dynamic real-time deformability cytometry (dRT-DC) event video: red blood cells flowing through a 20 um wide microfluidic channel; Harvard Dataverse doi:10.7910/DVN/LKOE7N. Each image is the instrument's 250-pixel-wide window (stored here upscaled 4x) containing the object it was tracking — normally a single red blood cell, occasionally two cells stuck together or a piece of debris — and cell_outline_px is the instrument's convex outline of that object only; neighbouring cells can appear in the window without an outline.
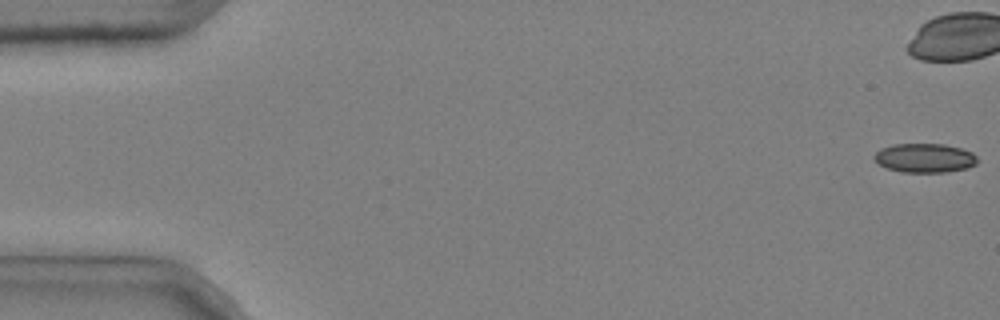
{"species": "common noctule bat (a hibernating species)", "species_latin": "Nyctalus noctula", "temperature_condition": "cold", "stored_images_in_passage": 17, "camera_frame_rate_fps": 3000, "um_per_image_px": 0.085, "animal": {"sex": "male", "body_mass_g": 20.4}, "frame": {"image": 1, "passage_image": 1, "time_ms": 0.0, "image_size_px": [1000, 320], "cell_outline_px": [[976, 164], [968, 168], [948, 172], [900, 172], [888, 168], [880, 164], [872, 156], [880, 148], [892, 144], [944, 144], [960, 148], [972, 152], [976, 156]], "centroid_in_image_um": [78.59, 13.43], "position_along_channel_um": 6.4, "area_um2": 17.51}}